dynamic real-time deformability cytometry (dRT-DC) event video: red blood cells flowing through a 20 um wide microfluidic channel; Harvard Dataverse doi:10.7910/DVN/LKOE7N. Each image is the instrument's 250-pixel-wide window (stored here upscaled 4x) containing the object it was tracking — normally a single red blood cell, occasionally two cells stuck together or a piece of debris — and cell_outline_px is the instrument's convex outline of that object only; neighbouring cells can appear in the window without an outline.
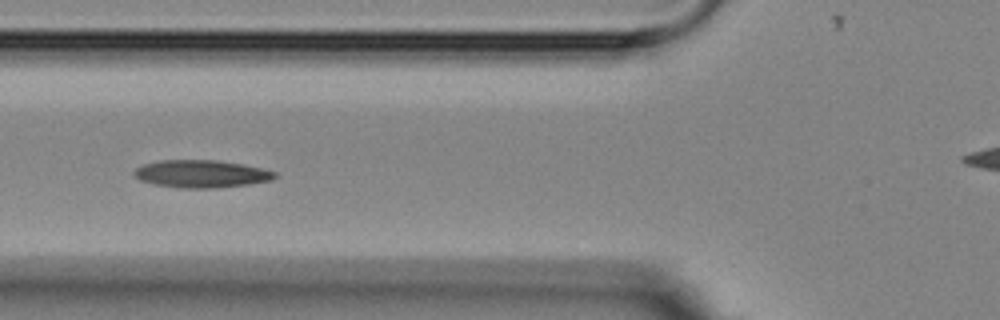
{"species": "Egyptian fruit bat (a non-hibernating species)", "species_latin": "Rousettus aegyptiacus", "temperature_condition": "room temperature", "stored_images_in_passage": 4, "camera_frame_rate_fps": 3000, "um_per_image_px": 0.085, "animal": {"sex": "female"}, "frame": {"image": 1, "passage_image": 3, "time_ms": 2.667, "image_size_px": [1000, 320], "cell_outline_px": [[276, 176], [272, 180], [248, 184], [216, 188], [180, 188], [156, 184], [140, 180], [132, 172], [136, 168], [144, 164], [160, 160], [216, 160], [244, 164], [276, 172]], "centroid_in_image_um": [17.11, 14.77], "position_along_channel_um": 108.7, "area_um2": 22.48}}